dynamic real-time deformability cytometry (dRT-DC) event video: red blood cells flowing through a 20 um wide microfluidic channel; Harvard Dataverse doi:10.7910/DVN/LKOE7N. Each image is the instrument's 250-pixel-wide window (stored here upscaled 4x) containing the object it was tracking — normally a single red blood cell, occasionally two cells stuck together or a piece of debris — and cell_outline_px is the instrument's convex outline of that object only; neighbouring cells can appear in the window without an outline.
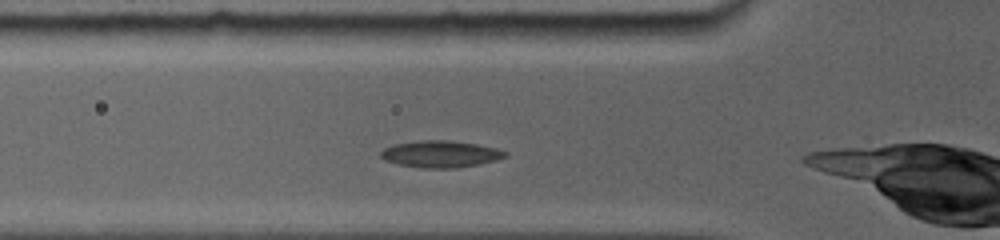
{"species": "common noctule bat (a hibernating species)", "species_latin": "Nyctalus noctula", "temperature_condition": "room temperature", "stored_images_in_passage": 46, "camera_frame_rate_fps": 5000, "um_per_image_px": 0.085, "animal": {"sex": "female", "body_mass_g": 19.0, "forearm_length_mm": 56.7}, "frame": {"image": 1, "passage_image": 16, "time_ms": 3.0, "image_size_px": [1000, 240], "cell_outline_px": [[508, 156], [496, 160], [480, 164], [456, 168], [424, 168], [396, 164], [384, 160], [380, 156], [380, 152], [384, 148], [396, 144], [420, 140], [448, 140], [476, 144], [496, 148], [508, 152]], "centroid_in_image_um": [37.45, 13.1], "position_along_channel_um": 88.3, "area_um2": 19.48}}
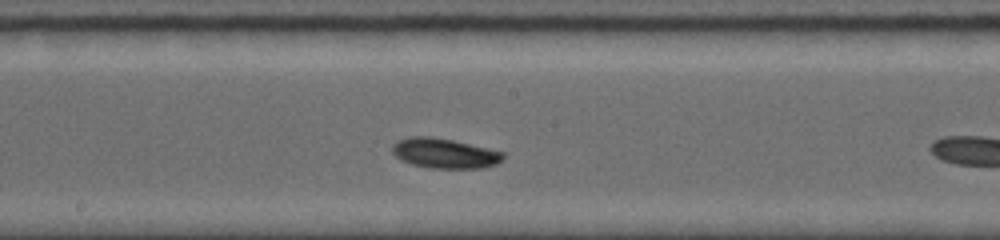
{"frame": {"image": 2, "passage_image": 29, "time_ms": 6.2, "image_size_px": [1000, 240], "cell_outline_px": [[504, 156], [496, 164], [484, 168], [432, 168], [412, 164], [396, 156], [392, 152], [392, 144], [396, 140], [408, 136], [432, 136], [452, 140], [504, 152]], "centroid_in_image_um": [37.76, 13.01], "position_along_channel_um": 210.4, "area_um2": 19.25}}
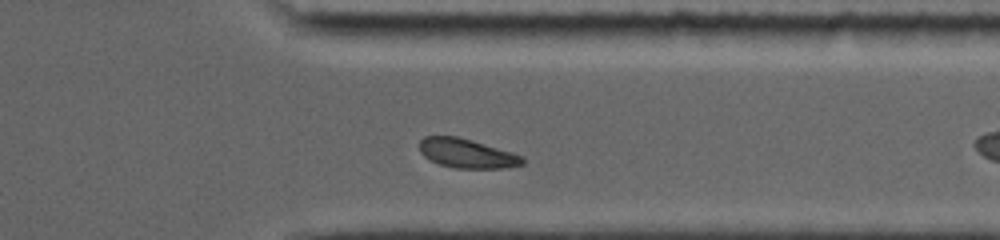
{"frame": {"image": 3, "passage_image": 41, "time_ms": 10.4, "image_size_px": [1000, 240], "cell_outline_px": [[524, 164], [504, 168], [456, 168], [440, 164], [424, 156], [420, 152], [420, 140], [424, 136], [456, 136], [472, 140], [512, 152], [524, 156]], "centroid_in_image_um": [39.7, 13.03], "position_along_channel_um": 371.7, "area_um2": 17.46}, "authors_computed_cell_mechanics": {"area_um2": 18.9584, "velocity_mm_per_s": 3.823, "shape_relaxation_time_tau1_ms": 3.2721, "shape_relaxation_time_tau2_ms": null, "deformation_change_tau1": 0.0721, "deformation_change_tau2": null}}